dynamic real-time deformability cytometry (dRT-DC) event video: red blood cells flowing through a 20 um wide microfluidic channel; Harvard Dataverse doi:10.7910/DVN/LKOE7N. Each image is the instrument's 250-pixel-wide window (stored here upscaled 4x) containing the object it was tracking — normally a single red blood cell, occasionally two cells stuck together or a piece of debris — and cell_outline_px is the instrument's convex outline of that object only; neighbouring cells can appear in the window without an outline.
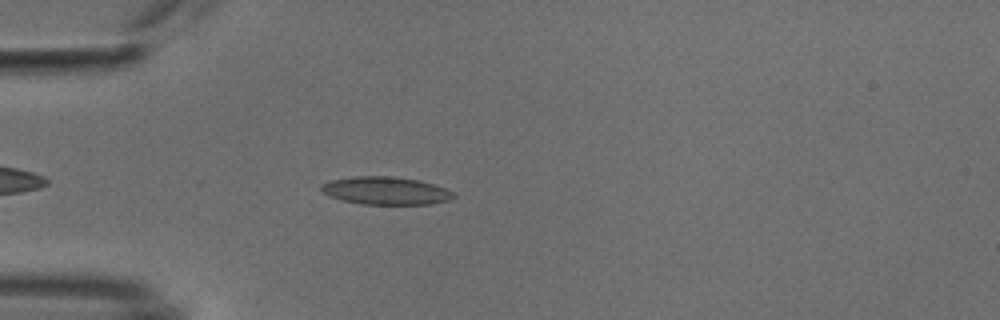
{"species": "common noctule bat (a hibernating species)", "species_latin": "Nyctalus noctula", "temperature_condition": "cold", "stored_images_in_passage": 38, "camera_frame_rate_fps": 3000, "um_per_image_px": 0.085, "animal": {"sex": "male", "body_mass_g": 18.8}, "frame": {"image": 1, "passage_image": 6, "time_ms": 1.667, "image_size_px": [1000, 320], "cell_outline_px": [[456, 196], [448, 200], [432, 204], [360, 204], [340, 200], [328, 196], [320, 188], [320, 184], [332, 180], [352, 176], [388, 176], [420, 180], [456, 192]], "centroid_in_image_um": [32.77, 16.21], "position_along_channel_um": 52.2, "area_um2": 21.56}}
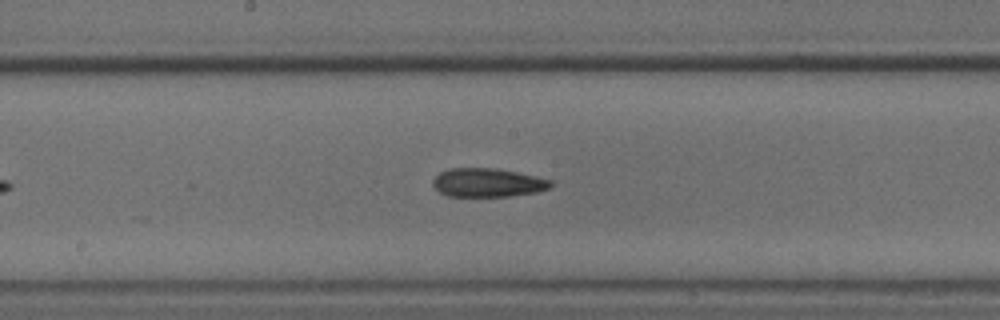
{"frame": {"image": 2, "passage_image": 19, "time_ms": 6.0, "image_size_px": [1000, 320], "cell_outline_px": [[556, 184], [552, 188], [536, 192], [508, 196], [448, 196], [440, 192], [432, 184], [432, 180], [440, 172], [448, 168], [496, 168], [516, 172], [552, 180]], "centroid_in_image_um": [41.48, 15.52], "position_along_channel_um": 206.7, "area_um2": 19.77}}
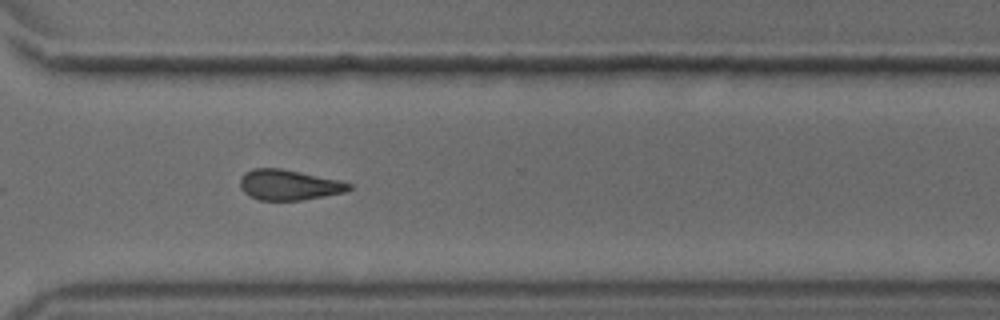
{"frame": {"image": 3, "passage_image": 30, "time_ms": 9.667, "image_size_px": [1000, 320], "cell_outline_px": [[352, 188], [344, 192], [300, 200], [260, 200], [244, 192], [240, 188], [240, 176], [244, 172], [252, 168], [280, 168], [340, 180], [352, 184]], "centroid_in_image_um": [24.52, 15.7], "position_along_channel_um": 346.1, "area_um2": 19.19}, "authors_computed_cell_mechanics": {"area_um2": 20.0566, "velocity_mm_per_s": 3.8044, "shape_relaxation_time_tau1_ms": 8.759, "shape_relaxation_time_tau2_ms": 4.5101, "deformation_change_tau1": 0.1389, "deformation_change_tau2": 0.1289}}